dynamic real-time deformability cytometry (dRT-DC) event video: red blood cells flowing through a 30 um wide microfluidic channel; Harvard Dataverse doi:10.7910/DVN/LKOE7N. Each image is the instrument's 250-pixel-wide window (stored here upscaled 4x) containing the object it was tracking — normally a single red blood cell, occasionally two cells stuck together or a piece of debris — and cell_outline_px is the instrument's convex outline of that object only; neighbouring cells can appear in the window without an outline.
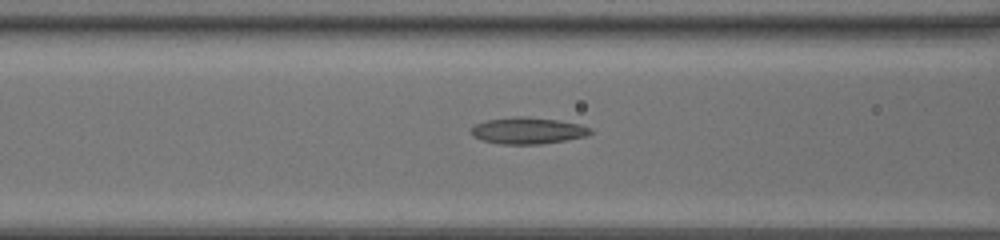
{"species": "common noctule bat (a hibernating species)", "species_latin": "Nyctalus noctula", "temperature_condition": "room temperature", "stored_images_in_passage": 18, "camera_frame_rate_fps": 3000, "um_per_image_px": 0.085, "animal": {"sex": "female", "body_mass_g": 20.0, "forearm_length_mm": 54.0}, "frame": {"image": 1, "passage_image": 16, "time_ms": 5.0, "image_size_px": [1000, 240], "cell_outline_px": [[592, 132], [588, 136], [540, 144], [500, 144], [480, 140], [472, 136], [468, 132], [476, 124], [484, 120], [516, 116], [528, 116], [556, 120], [580, 124], [592, 128]], "centroid_in_image_um": [44.83, 11.1], "position_along_channel_um": 121.8, "area_um2": 18.67}}